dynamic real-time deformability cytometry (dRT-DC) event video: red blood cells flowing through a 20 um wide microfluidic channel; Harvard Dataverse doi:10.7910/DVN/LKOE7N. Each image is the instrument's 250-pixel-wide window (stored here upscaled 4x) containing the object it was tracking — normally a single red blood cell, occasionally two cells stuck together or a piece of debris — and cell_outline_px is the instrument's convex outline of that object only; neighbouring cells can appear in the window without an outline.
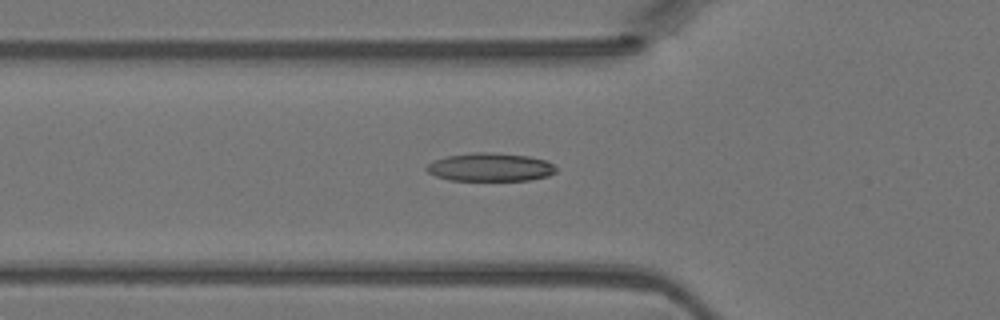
{"species": "Egyptian fruit bat (a non-hibernating species)", "species_latin": "Rousettus aegyptiacus", "temperature_condition": "warm", "stored_images_in_passage": 37, "camera_frame_rate_fps": 3000, "um_per_image_px": 0.085, "animal": {"sex": "female"}, "frame": {"image": 1, "passage_image": 11, "time_ms": 3.333, "image_size_px": [1000, 320], "cell_outline_px": [[556, 172], [548, 176], [528, 180], [448, 180], [436, 176], [428, 172], [424, 168], [428, 164], [436, 160], [448, 156], [476, 152], [492, 152], [528, 156], [544, 160], [552, 164], [556, 168]], "centroid_in_image_um": [41.66, 14.21], "position_along_channel_um": 84.1, "area_um2": 21.15}}
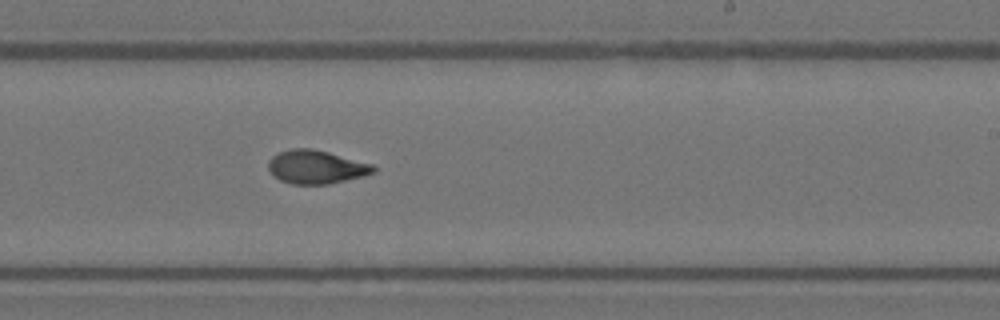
{"frame": {"image": 2, "passage_image": 23, "time_ms": 7.333, "image_size_px": [1000, 320], "cell_outline_px": [[376, 172], [364, 176], [328, 184], [292, 184], [280, 180], [268, 168], [268, 160], [272, 156], [288, 148], [312, 148], [328, 152], [372, 164], [376, 168]], "centroid_in_image_um": [26.88, 14.18], "position_along_channel_um": 262.1, "area_um2": 20.46}}
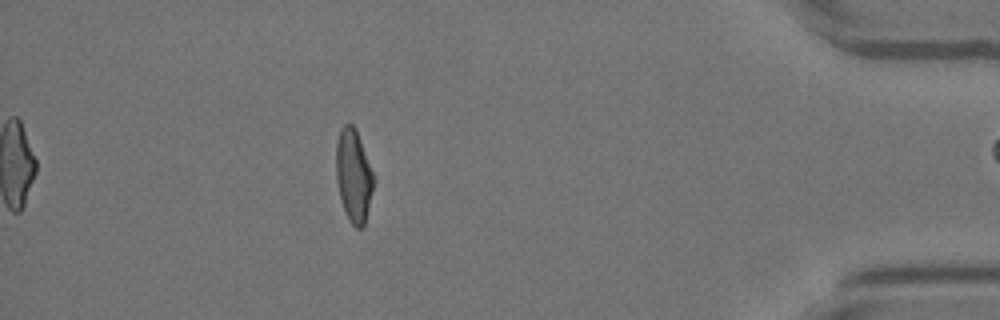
{"frame": {"image": 3, "passage_image": 36, "time_ms": 11.667, "image_size_px": [1000, 320], "cell_outline_px": [[376, 180], [364, 224], [360, 228], [356, 228], [348, 220], [344, 212], [340, 200], [336, 180], [336, 140], [340, 128], [344, 124], [352, 124], [356, 128]], "centroid_in_image_um": [30.05, 14.92], "position_along_channel_um": 405.2, "area_um2": 20.69}}